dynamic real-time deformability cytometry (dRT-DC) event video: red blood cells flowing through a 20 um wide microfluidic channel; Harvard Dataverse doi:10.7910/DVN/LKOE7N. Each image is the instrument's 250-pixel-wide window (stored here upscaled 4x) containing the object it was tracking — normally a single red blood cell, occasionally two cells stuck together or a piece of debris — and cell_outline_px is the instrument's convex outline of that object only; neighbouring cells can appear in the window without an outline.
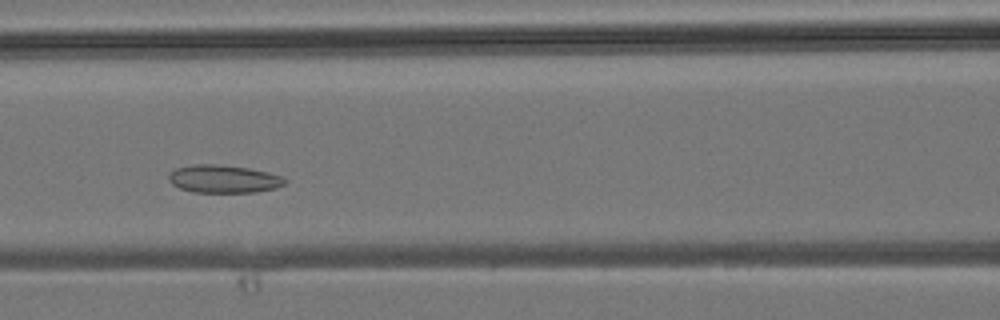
{"species": "common noctule bat (a hibernating species)", "species_latin": "Nyctalus noctula", "temperature_condition": "room temperature", "stored_images_in_passage": 24, "camera_frame_rate_fps": 3000, "um_per_image_px": 0.085, "animal": {"sex": "male", "body_mass_g": 19.2, "forearm_length_mm": 51.8}, "frame": {"image": 1, "passage_image": 7, "time_ms": 2.0, "image_size_px": [1000, 320], "cell_outline_px": [[284, 184], [276, 188], [256, 192], [192, 192], [180, 188], [172, 184], [168, 180], [168, 176], [176, 168], [192, 164], [220, 164], [248, 168], [268, 172], [284, 176]], "centroid_in_image_um": [19.0, 15.2], "position_along_channel_um": 147.6, "area_um2": 18.9}}
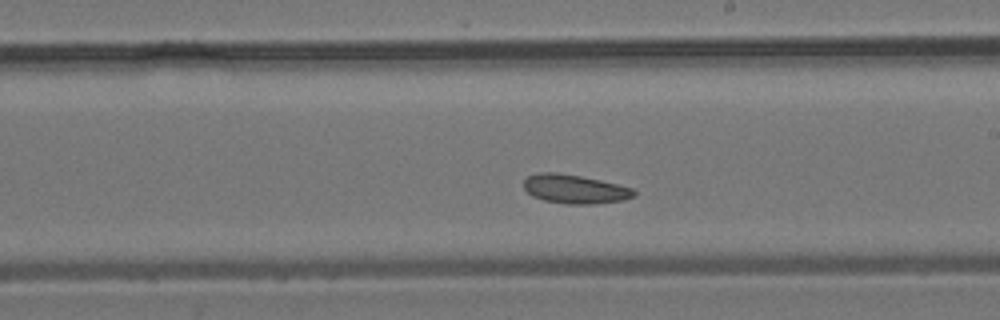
{"frame": {"image": 2, "passage_image": 13, "time_ms": 4.0, "image_size_px": [1000, 320], "cell_outline_px": [[636, 196], [624, 200], [596, 204], [564, 204], [544, 200], [532, 196], [524, 188], [524, 180], [528, 176], [540, 172], [560, 172], [600, 180], [632, 188], [636, 192]], "centroid_in_image_um": [48.86, 16.07], "position_along_channel_um": 240.1, "area_um2": 18.67}}
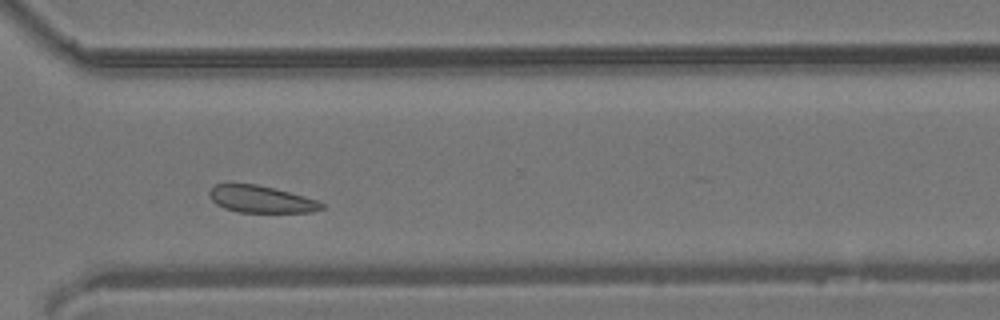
{"frame": {"image": 3, "passage_image": 20, "time_ms": 6.333, "image_size_px": [1000, 320], "cell_outline_px": [[324, 208], [312, 212], [240, 212], [224, 208], [216, 204], [208, 196], [208, 192], [216, 184], [256, 184], [304, 196], [316, 200], [324, 204]], "centroid_in_image_um": [22.17, 16.94], "position_along_channel_um": 348.4, "area_um2": 17.46}}